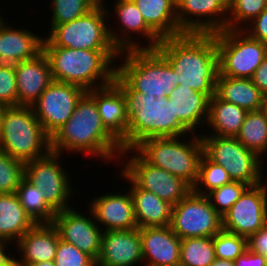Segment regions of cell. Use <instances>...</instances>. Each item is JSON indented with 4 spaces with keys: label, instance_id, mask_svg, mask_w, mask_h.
<instances>
[{
    "label": "cell",
    "instance_id": "1",
    "mask_svg": "<svg viewBox=\"0 0 267 266\" xmlns=\"http://www.w3.org/2000/svg\"><path fill=\"white\" fill-rule=\"evenodd\" d=\"M172 67L178 85L211 98L219 72L214 34L184 33L161 40L155 49Z\"/></svg>",
    "mask_w": 267,
    "mask_h": 266
},
{
    "label": "cell",
    "instance_id": "2",
    "mask_svg": "<svg viewBox=\"0 0 267 266\" xmlns=\"http://www.w3.org/2000/svg\"><path fill=\"white\" fill-rule=\"evenodd\" d=\"M79 152L103 161L121 157V143L105 128L95 100L86 92L67 122L51 137V151ZM81 151V152H80Z\"/></svg>",
    "mask_w": 267,
    "mask_h": 266
},
{
    "label": "cell",
    "instance_id": "3",
    "mask_svg": "<svg viewBox=\"0 0 267 266\" xmlns=\"http://www.w3.org/2000/svg\"><path fill=\"white\" fill-rule=\"evenodd\" d=\"M42 51L48 58L54 81L76 84L88 91L107 86L115 80L117 67L113 66H116L114 61L120 55L119 50L42 46Z\"/></svg>",
    "mask_w": 267,
    "mask_h": 266
},
{
    "label": "cell",
    "instance_id": "4",
    "mask_svg": "<svg viewBox=\"0 0 267 266\" xmlns=\"http://www.w3.org/2000/svg\"><path fill=\"white\" fill-rule=\"evenodd\" d=\"M128 115L127 149L154 137L187 136L191 132L174 116L173 98H156L138 91H125Z\"/></svg>",
    "mask_w": 267,
    "mask_h": 266
},
{
    "label": "cell",
    "instance_id": "5",
    "mask_svg": "<svg viewBox=\"0 0 267 266\" xmlns=\"http://www.w3.org/2000/svg\"><path fill=\"white\" fill-rule=\"evenodd\" d=\"M122 55L125 62L116 66L115 81L125 91L168 98L178 85L172 67L155 49H129L121 51Z\"/></svg>",
    "mask_w": 267,
    "mask_h": 266
},
{
    "label": "cell",
    "instance_id": "6",
    "mask_svg": "<svg viewBox=\"0 0 267 266\" xmlns=\"http://www.w3.org/2000/svg\"><path fill=\"white\" fill-rule=\"evenodd\" d=\"M0 151L24 163L51 151V137L42 128L32 106L5 108L1 118Z\"/></svg>",
    "mask_w": 267,
    "mask_h": 266
},
{
    "label": "cell",
    "instance_id": "7",
    "mask_svg": "<svg viewBox=\"0 0 267 266\" xmlns=\"http://www.w3.org/2000/svg\"><path fill=\"white\" fill-rule=\"evenodd\" d=\"M199 135L191 133V140L183 142L181 136L148 138L134 149L149 164L166 170L194 188L198 180L200 159L204 154Z\"/></svg>",
    "mask_w": 267,
    "mask_h": 266
},
{
    "label": "cell",
    "instance_id": "8",
    "mask_svg": "<svg viewBox=\"0 0 267 266\" xmlns=\"http://www.w3.org/2000/svg\"><path fill=\"white\" fill-rule=\"evenodd\" d=\"M107 8L96 6L82 17L68 23L55 25L49 31L48 36L44 37L43 46L85 50H118L110 38L109 24L106 23L109 13Z\"/></svg>",
    "mask_w": 267,
    "mask_h": 266
},
{
    "label": "cell",
    "instance_id": "9",
    "mask_svg": "<svg viewBox=\"0 0 267 266\" xmlns=\"http://www.w3.org/2000/svg\"><path fill=\"white\" fill-rule=\"evenodd\" d=\"M218 50L219 73L235 78L253 76L267 54V45L250 37L242 29L214 33Z\"/></svg>",
    "mask_w": 267,
    "mask_h": 266
},
{
    "label": "cell",
    "instance_id": "10",
    "mask_svg": "<svg viewBox=\"0 0 267 266\" xmlns=\"http://www.w3.org/2000/svg\"><path fill=\"white\" fill-rule=\"evenodd\" d=\"M204 154L214 163L222 166L232 181L249 186L260 184L262 165L255 152L247 149L236 137L200 134Z\"/></svg>",
    "mask_w": 267,
    "mask_h": 266
},
{
    "label": "cell",
    "instance_id": "11",
    "mask_svg": "<svg viewBox=\"0 0 267 266\" xmlns=\"http://www.w3.org/2000/svg\"><path fill=\"white\" fill-rule=\"evenodd\" d=\"M130 151V152H129ZM129 152V153H128ZM137 154H134V153ZM132 153V156L128 154ZM127 154L122 171L141 189L154 193L160 199L176 205L185 198L193 188L181 178L149 164L135 149H127L121 153V158ZM134 154V155H133ZM123 155V156H122Z\"/></svg>",
    "mask_w": 267,
    "mask_h": 266
},
{
    "label": "cell",
    "instance_id": "12",
    "mask_svg": "<svg viewBox=\"0 0 267 266\" xmlns=\"http://www.w3.org/2000/svg\"><path fill=\"white\" fill-rule=\"evenodd\" d=\"M60 156V153L50 151L24 165V178L43 191L44 201L55 213L72 207L68 202L73 191L70 176L60 166Z\"/></svg>",
    "mask_w": 267,
    "mask_h": 266
},
{
    "label": "cell",
    "instance_id": "13",
    "mask_svg": "<svg viewBox=\"0 0 267 266\" xmlns=\"http://www.w3.org/2000/svg\"><path fill=\"white\" fill-rule=\"evenodd\" d=\"M170 227L180 239L213 237L222 229V217L206 195L192 190L173 206Z\"/></svg>",
    "mask_w": 267,
    "mask_h": 266
},
{
    "label": "cell",
    "instance_id": "14",
    "mask_svg": "<svg viewBox=\"0 0 267 266\" xmlns=\"http://www.w3.org/2000/svg\"><path fill=\"white\" fill-rule=\"evenodd\" d=\"M86 92L76 84L53 81L32 105L36 118L50 137L67 122Z\"/></svg>",
    "mask_w": 267,
    "mask_h": 266
},
{
    "label": "cell",
    "instance_id": "15",
    "mask_svg": "<svg viewBox=\"0 0 267 266\" xmlns=\"http://www.w3.org/2000/svg\"><path fill=\"white\" fill-rule=\"evenodd\" d=\"M175 3L178 25L183 33L214 34L227 29L229 0H176Z\"/></svg>",
    "mask_w": 267,
    "mask_h": 266
},
{
    "label": "cell",
    "instance_id": "16",
    "mask_svg": "<svg viewBox=\"0 0 267 266\" xmlns=\"http://www.w3.org/2000/svg\"><path fill=\"white\" fill-rule=\"evenodd\" d=\"M260 184L249 186L222 217V229L248 238L267 224V203Z\"/></svg>",
    "mask_w": 267,
    "mask_h": 266
},
{
    "label": "cell",
    "instance_id": "17",
    "mask_svg": "<svg viewBox=\"0 0 267 266\" xmlns=\"http://www.w3.org/2000/svg\"><path fill=\"white\" fill-rule=\"evenodd\" d=\"M89 216L92 218L80 214L74 208H69L56 213L52 225L56 228L61 240L75 245L96 261L100 252L103 230L94 221L91 210H89Z\"/></svg>",
    "mask_w": 267,
    "mask_h": 266
},
{
    "label": "cell",
    "instance_id": "18",
    "mask_svg": "<svg viewBox=\"0 0 267 266\" xmlns=\"http://www.w3.org/2000/svg\"><path fill=\"white\" fill-rule=\"evenodd\" d=\"M115 2L114 13L119 20L118 25L120 27L118 26V28L122 32V35H119L118 30L115 31L112 27H109V33L116 48L120 52L129 49H156L162 39L147 25L134 1L115 0ZM131 33L133 35L134 33L137 35L138 33H140V35L142 34L141 36H144L149 41V44L147 43L146 47H141L139 44L137 45L133 36L130 35Z\"/></svg>",
    "mask_w": 267,
    "mask_h": 266
},
{
    "label": "cell",
    "instance_id": "19",
    "mask_svg": "<svg viewBox=\"0 0 267 266\" xmlns=\"http://www.w3.org/2000/svg\"><path fill=\"white\" fill-rule=\"evenodd\" d=\"M142 261L139 228L102 233L100 252L95 261L98 266H135Z\"/></svg>",
    "mask_w": 267,
    "mask_h": 266
},
{
    "label": "cell",
    "instance_id": "20",
    "mask_svg": "<svg viewBox=\"0 0 267 266\" xmlns=\"http://www.w3.org/2000/svg\"><path fill=\"white\" fill-rule=\"evenodd\" d=\"M87 93L95 100L105 128L121 143L123 151L127 150L128 115L122 90L112 82Z\"/></svg>",
    "mask_w": 267,
    "mask_h": 266
},
{
    "label": "cell",
    "instance_id": "21",
    "mask_svg": "<svg viewBox=\"0 0 267 266\" xmlns=\"http://www.w3.org/2000/svg\"><path fill=\"white\" fill-rule=\"evenodd\" d=\"M145 266H179L181 239L170 226L139 228Z\"/></svg>",
    "mask_w": 267,
    "mask_h": 266
},
{
    "label": "cell",
    "instance_id": "22",
    "mask_svg": "<svg viewBox=\"0 0 267 266\" xmlns=\"http://www.w3.org/2000/svg\"><path fill=\"white\" fill-rule=\"evenodd\" d=\"M89 209L92 211L95 221L102 224L104 231H120L138 228L133 200L130 191L126 194L108 193L95 197L90 202Z\"/></svg>",
    "mask_w": 267,
    "mask_h": 266
},
{
    "label": "cell",
    "instance_id": "23",
    "mask_svg": "<svg viewBox=\"0 0 267 266\" xmlns=\"http://www.w3.org/2000/svg\"><path fill=\"white\" fill-rule=\"evenodd\" d=\"M18 106H32L54 81L48 58L42 51L34 59L14 65Z\"/></svg>",
    "mask_w": 267,
    "mask_h": 266
},
{
    "label": "cell",
    "instance_id": "24",
    "mask_svg": "<svg viewBox=\"0 0 267 266\" xmlns=\"http://www.w3.org/2000/svg\"><path fill=\"white\" fill-rule=\"evenodd\" d=\"M0 16V64L16 65L42 52L43 37L27 29H13Z\"/></svg>",
    "mask_w": 267,
    "mask_h": 266
},
{
    "label": "cell",
    "instance_id": "25",
    "mask_svg": "<svg viewBox=\"0 0 267 266\" xmlns=\"http://www.w3.org/2000/svg\"><path fill=\"white\" fill-rule=\"evenodd\" d=\"M59 239L52 223L36 224L16 241V247L23 255L21 260H16V265L26 266L43 261H54Z\"/></svg>",
    "mask_w": 267,
    "mask_h": 266
},
{
    "label": "cell",
    "instance_id": "26",
    "mask_svg": "<svg viewBox=\"0 0 267 266\" xmlns=\"http://www.w3.org/2000/svg\"><path fill=\"white\" fill-rule=\"evenodd\" d=\"M122 174V178L131 185L129 191L138 228L170 226L173 205L154 193L139 188L123 171Z\"/></svg>",
    "mask_w": 267,
    "mask_h": 266
},
{
    "label": "cell",
    "instance_id": "27",
    "mask_svg": "<svg viewBox=\"0 0 267 266\" xmlns=\"http://www.w3.org/2000/svg\"><path fill=\"white\" fill-rule=\"evenodd\" d=\"M173 98L174 116L191 132L195 133L199 125H205L208 116L210 98L189 87L177 85L170 92Z\"/></svg>",
    "mask_w": 267,
    "mask_h": 266
},
{
    "label": "cell",
    "instance_id": "28",
    "mask_svg": "<svg viewBox=\"0 0 267 266\" xmlns=\"http://www.w3.org/2000/svg\"><path fill=\"white\" fill-rule=\"evenodd\" d=\"M215 94L247 111L263 109L265 96L249 78L228 77L218 72Z\"/></svg>",
    "mask_w": 267,
    "mask_h": 266
},
{
    "label": "cell",
    "instance_id": "29",
    "mask_svg": "<svg viewBox=\"0 0 267 266\" xmlns=\"http://www.w3.org/2000/svg\"><path fill=\"white\" fill-rule=\"evenodd\" d=\"M147 25L161 38L184 34L178 25L176 0H133Z\"/></svg>",
    "mask_w": 267,
    "mask_h": 266
},
{
    "label": "cell",
    "instance_id": "30",
    "mask_svg": "<svg viewBox=\"0 0 267 266\" xmlns=\"http://www.w3.org/2000/svg\"><path fill=\"white\" fill-rule=\"evenodd\" d=\"M35 225L22 207L16 192L0 194V239L16 244V239L18 241Z\"/></svg>",
    "mask_w": 267,
    "mask_h": 266
},
{
    "label": "cell",
    "instance_id": "31",
    "mask_svg": "<svg viewBox=\"0 0 267 266\" xmlns=\"http://www.w3.org/2000/svg\"><path fill=\"white\" fill-rule=\"evenodd\" d=\"M248 111L226 102L214 94L209 100L207 127H212L215 136L236 137Z\"/></svg>",
    "mask_w": 267,
    "mask_h": 266
},
{
    "label": "cell",
    "instance_id": "32",
    "mask_svg": "<svg viewBox=\"0 0 267 266\" xmlns=\"http://www.w3.org/2000/svg\"><path fill=\"white\" fill-rule=\"evenodd\" d=\"M236 138L259 157L267 153V116L263 109L248 111ZM262 154V156H260Z\"/></svg>",
    "mask_w": 267,
    "mask_h": 266
},
{
    "label": "cell",
    "instance_id": "33",
    "mask_svg": "<svg viewBox=\"0 0 267 266\" xmlns=\"http://www.w3.org/2000/svg\"><path fill=\"white\" fill-rule=\"evenodd\" d=\"M22 207L36 224L52 223L56 213L44 201V193L23 178L16 191Z\"/></svg>",
    "mask_w": 267,
    "mask_h": 266
},
{
    "label": "cell",
    "instance_id": "34",
    "mask_svg": "<svg viewBox=\"0 0 267 266\" xmlns=\"http://www.w3.org/2000/svg\"><path fill=\"white\" fill-rule=\"evenodd\" d=\"M215 259L213 237L181 239L179 266H210Z\"/></svg>",
    "mask_w": 267,
    "mask_h": 266
},
{
    "label": "cell",
    "instance_id": "35",
    "mask_svg": "<svg viewBox=\"0 0 267 266\" xmlns=\"http://www.w3.org/2000/svg\"><path fill=\"white\" fill-rule=\"evenodd\" d=\"M104 0H52L51 30L55 25L71 22L88 14L96 6H104Z\"/></svg>",
    "mask_w": 267,
    "mask_h": 266
},
{
    "label": "cell",
    "instance_id": "36",
    "mask_svg": "<svg viewBox=\"0 0 267 266\" xmlns=\"http://www.w3.org/2000/svg\"><path fill=\"white\" fill-rule=\"evenodd\" d=\"M231 182L232 179L222 166L211 161L205 154L202 155L199 164L198 180L193 188L196 194L207 195L212 190ZM201 188L204 189L202 190Z\"/></svg>",
    "mask_w": 267,
    "mask_h": 266
},
{
    "label": "cell",
    "instance_id": "37",
    "mask_svg": "<svg viewBox=\"0 0 267 266\" xmlns=\"http://www.w3.org/2000/svg\"><path fill=\"white\" fill-rule=\"evenodd\" d=\"M266 7L267 0H229L227 29H242L243 23L246 27Z\"/></svg>",
    "mask_w": 267,
    "mask_h": 266
},
{
    "label": "cell",
    "instance_id": "38",
    "mask_svg": "<svg viewBox=\"0 0 267 266\" xmlns=\"http://www.w3.org/2000/svg\"><path fill=\"white\" fill-rule=\"evenodd\" d=\"M24 165L21 160L0 151V194L17 191L20 181L24 178Z\"/></svg>",
    "mask_w": 267,
    "mask_h": 266
},
{
    "label": "cell",
    "instance_id": "39",
    "mask_svg": "<svg viewBox=\"0 0 267 266\" xmlns=\"http://www.w3.org/2000/svg\"><path fill=\"white\" fill-rule=\"evenodd\" d=\"M217 259L234 261L247 250V238L221 229L213 236Z\"/></svg>",
    "mask_w": 267,
    "mask_h": 266
},
{
    "label": "cell",
    "instance_id": "40",
    "mask_svg": "<svg viewBox=\"0 0 267 266\" xmlns=\"http://www.w3.org/2000/svg\"><path fill=\"white\" fill-rule=\"evenodd\" d=\"M248 187L249 185L243 182L232 181L212 190L206 196L213 208L223 217Z\"/></svg>",
    "mask_w": 267,
    "mask_h": 266
},
{
    "label": "cell",
    "instance_id": "41",
    "mask_svg": "<svg viewBox=\"0 0 267 266\" xmlns=\"http://www.w3.org/2000/svg\"><path fill=\"white\" fill-rule=\"evenodd\" d=\"M56 266H94L95 260L75 245L59 239L54 258Z\"/></svg>",
    "mask_w": 267,
    "mask_h": 266
},
{
    "label": "cell",
    "instance_id": "42",
    "mask_svg": "<svg viewBox=\"0 0 267 266\" xmlns=\"http://www.w3.org/2000/svg\"><path fill=\"white\" fill-rule=\"evenodd\" d=\"M0 103L6 107L18 106L14 65L0 64Z\"/></svg>",
    "mask_w": 267,
    "mask_h": 266
},
{
    "label": "cell",
    "instance_id": "43",
    "mask_svg": "<svg viewBox=\"0 0 267 266\" xmlns=\"http://www.w3.org/2000/svg\"><path fill=\"white\" fill-rule=\"evenodd\" d=\"M248 24L251 26L247 25V27H243L242 30L250 37L267 45V7Z\"/></svg>",
    "mask_w": 267,
    "mask_h": 266
},
{
    "label": "cell",
    "instance_id": "44",
    "mask_svg": "<svg viewBox=\"0 0 267 266\" xmlns=\"http://www.w3.org/2000/svg\"><path fill=\"white\" fill-rule=\"evenodd\" d=\"M247 249L267 257V224L247 238Z\"/></svg>",
    "mask_w": 267,
    "mask_h": 266
},
{
    "label": "cell",
    "instance_id": "45",
    "mask_svg": "<svg viewBox=\"0 0 267 266\" xmlns=\"http://www.w3.org/2000/svg\"><path fill=\"white\" fill-rule=\"evenodd\" d=\"M267 257L248 249L234 260V266H266Z\"/></svg>",
    "mask_w": 267,
    "mask_h": 266
},
{
    "label": "cell",
    "instance_id": "46",
    "mask_svg": "<svg viewBox=\"0 0 267 266\" xmlns=\"http://www.w3.org/2000/svg\"><path fill=\"white\" fill-rule=\"evenodd\" d=\"M251 80L261 93L264 96H267V54L265 55L263 62L257 67Z\"/></svg>",
    "mask_w": 267,
    "mask_h": 266
},
{
    "label": "cell",
    "instance_id": "47",
    "mask_svg": "<svg viewBox=\"0 0 267 266\" xmlns=\"http://www.w3.org/2000/svg\"><path fill=\"white\" fill-rule=\"evenodd\" d=\"M9 243H11L10 241L7 240H2L0 239V266H17L16 265V257L12 258L11 255H7V253H5V248L7 249V246Z\"/></svg>",
    "mask_w": 267,
    "mask_h": 266
},
{
    "label": "cell",
    "instance_id": "48",
    "mask_svg": "<svg viewBox=\"0 0 267 266\" xmlns=\"http://www.w3.org/2000/svg\"><path fill=\"white\" fill-rule=\"evenodd\" d=\"M210 266H234V261L216 258Z\"/></svg>",
    "mask_w": 267,
    "mask_h": 266
},
{
    "label": "cell",
    "instance_id": "49",
    "mask_svg": "<svg viewBox=\"0 0 267 266\" xmlns=\"http://www.w3.org/2000/svg\"><path fill=\"white\" fill-rule=\"evenodd\" d=\"M26 266H56L54 261H43L39 263H32Z\"/></svg>",
    "mask_w": 267,
    "mask_h": 266
},
{
    "label": "cell",
    "instance_id": "50",
    "mask_svg": "<svg viewBox=\"0 0 267 266\" xmlns=\"http://www.w3.org/2000/svg\"><path fill=\"white\" fill-rule=\"evenodd\" d=\"M263 176L264 175H261V181H260V185L262 186L263 190H264V193H265V197H266V203H267V183H263Z\"/></svg>",
    "mask_w": 267,
    "mask_h": 266
},
{
    "label": "cell",
    "instance_id": "51",
    "mask_svg": "<svg viewBox=\"0 0 267 266\" xmlns=\"http://www.w3.org/2000/svg\"><path fill=\"white\" fill-rule=\"evenodd\" d=\"M6 106L2 103H0V131H1V118L3 115V111L5 110Z\"/></svg>",
    "mask_w": 267,
    "mask_h": 266
},
{
    "label": "cell",
    "instance_id": "52",
    "mask_svg": "<svg viewBox=\"0 0 267 266\" xmlns=\"http://www.w3.org/2000/svg\"><path fill=\"white\" fill-rule=\"evenodd\" d=\"M263 110L265 111L267 116V96L264 97Z\"/></svg>",
    "mask_w": 267,
    "mask_h": 266
}]
</instances>
